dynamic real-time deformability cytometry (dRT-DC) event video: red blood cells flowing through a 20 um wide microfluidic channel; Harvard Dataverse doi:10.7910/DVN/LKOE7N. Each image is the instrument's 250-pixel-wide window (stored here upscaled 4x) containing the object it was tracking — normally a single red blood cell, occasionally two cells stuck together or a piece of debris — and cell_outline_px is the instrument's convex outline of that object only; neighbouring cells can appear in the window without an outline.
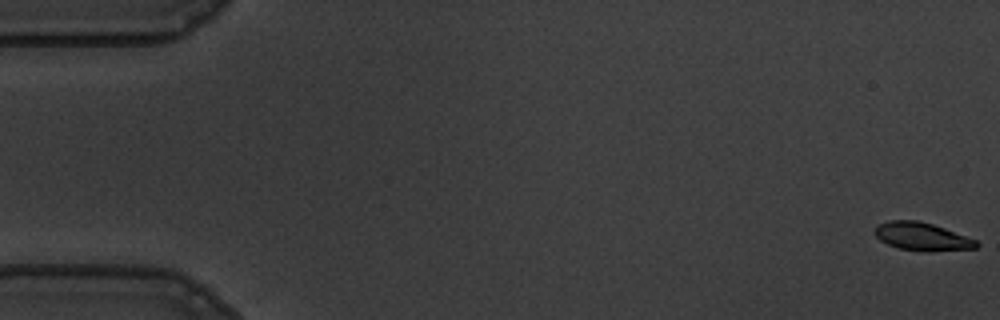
{"species": "common noctule bat (a hibernating species)", "species_latin": "Nyctalus noctula", "temperature_condition": "warm", "stored_images_in_passage": 17, "camera_frame_rate_fps": 3000, "um_per_image_px": 0.085, "animal": {"sex": "male", "body_mass_g": 19.5, "forearm_length_mm": 54.6}, "frame": {"image": 1, "passage_image": 1, "time_ms": 0.0, "image_size_px": [1000, 320], "cell_outline_px": [[980, 244], [976, 248], [928, 252], [900, 248], [888, 244], [880, 240], [872, 232], [880, 224], [888, 220], [916, 220], [932, 224], [944, 228], [976, 240]], "centroid_in_image_um": [78.37, 20.11], "position_along_channel_um": 6.6, "area_um2": 16.47}}
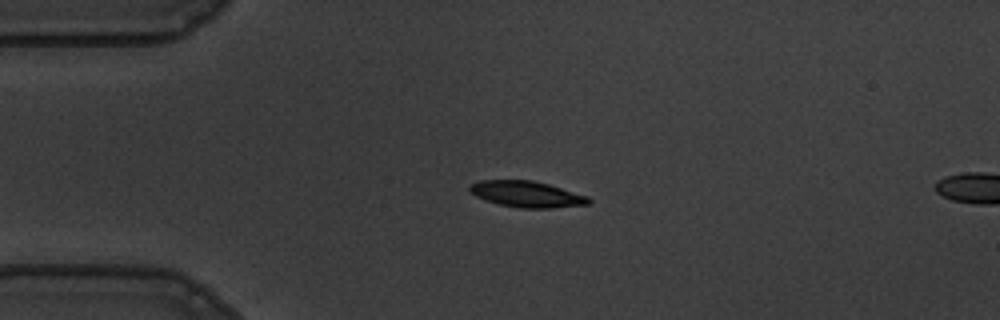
{"frame": {"image": 2, "passage_image": 14, "time_ms": 4.333, "image_size_px": [1000, 320], "cell_outline_px": [[592, 200], [588, 204], [552, 208], [520, 208], [500, 204], [484, 200], [468, 192], [468, 188], [472, 184], [480, 180], [532, 180], [548, 184], [588, 196]], "centroid_in_image_um": [44.75, 16.5], "position_along_channel_um": 40.2, "area_um2": 18.09}}